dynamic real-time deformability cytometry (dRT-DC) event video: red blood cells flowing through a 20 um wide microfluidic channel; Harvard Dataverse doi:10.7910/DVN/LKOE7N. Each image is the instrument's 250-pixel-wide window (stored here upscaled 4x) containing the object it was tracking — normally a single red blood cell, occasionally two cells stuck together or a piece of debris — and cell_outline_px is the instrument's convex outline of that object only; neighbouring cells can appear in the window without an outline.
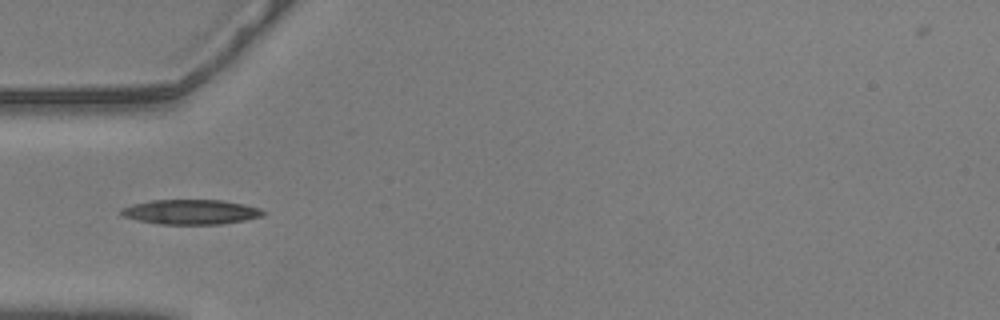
{"species": "common noctule bat (a hibernating species)", "species_latin": "Nyctalus noctula", "temperature_condition": "warm", "stored_images_in_passage": 34, "camera_frame_rate_fps": 3000, "um_per_image_px": 0.085, "animal": {"sex": "male", "body_mass_g": 20.5, "forearm_length_mm": 52.5}, "frame": {"image": 1, "passage_image": 1, "time_ms": 0.0, "image_size_px": [1000, 320], "cell_outline_px": [[268, 212], [264, 216], [244, 220], [220, 224], [156, 224], [124, 216], [120, 212], [120, 208], [132, 204], [152, 200], [220, 200], [244, 204], [260, 208]], "centroid_in_image_um": [16.25, 18.01], "position_along_channel_um": 68.7, "area_um2": 20.52}}